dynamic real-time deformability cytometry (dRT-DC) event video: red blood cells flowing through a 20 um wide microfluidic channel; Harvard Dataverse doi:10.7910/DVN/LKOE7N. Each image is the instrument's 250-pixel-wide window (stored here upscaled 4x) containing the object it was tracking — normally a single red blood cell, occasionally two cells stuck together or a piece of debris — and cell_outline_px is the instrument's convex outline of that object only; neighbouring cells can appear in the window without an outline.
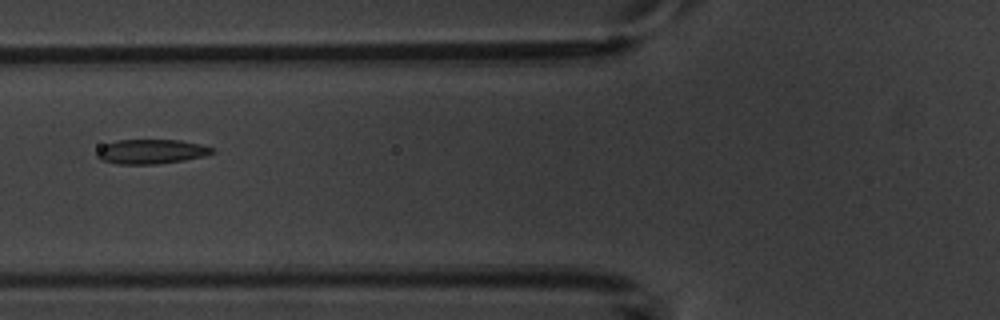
{"species": "common noctule bat (a hibernating species)", "species_latin": "Nyctalus noctula", "temperature_condition": "warm", "stored_images_in_passage": 7, "camera_frame_rate_fps": 3000, "um_per_image_px": 0.085, "animal": {"sex": "male", "body_mass_g": 20.1, "forearm_length_mm": 53.5}, "frame": {"image": 1, "passage_image": 7, "time_ms": 7.0, "image_size_px": [1000, 320], "cell_outline_px": [[216, 152], [208, 156], [184, 160], [156, 164], [116, 164], [100, 160], [96, 156], [96, 152], [104, 144], [116, 140], [180, 140], [200, 144], [212, 148]], "centroid_in_image_um": [12.85, 12.89], "position_along_channel_um": 113.0, "area_um2": 16.65}}